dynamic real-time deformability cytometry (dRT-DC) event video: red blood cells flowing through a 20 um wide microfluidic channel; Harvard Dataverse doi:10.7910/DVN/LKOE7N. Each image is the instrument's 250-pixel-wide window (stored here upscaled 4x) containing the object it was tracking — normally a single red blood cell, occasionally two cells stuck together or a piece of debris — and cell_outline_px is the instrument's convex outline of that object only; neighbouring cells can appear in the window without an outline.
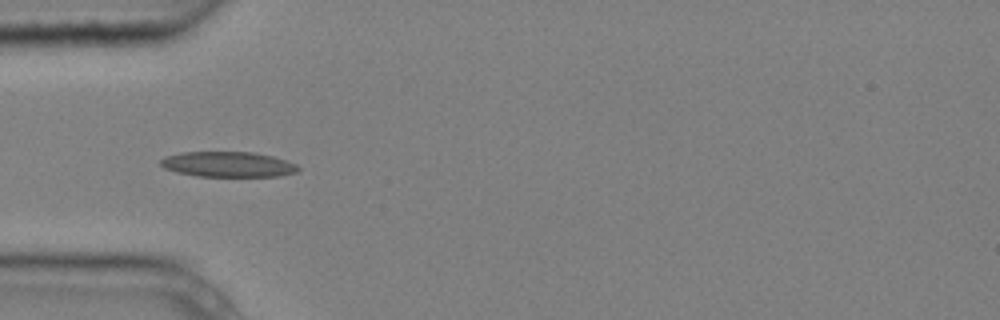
{"species": "common noctule bat (a hibernating species)", "species_latin": "Nyctalus noctula", "temperature_condition": "cold", "stored_images_in_passage": 8, "camera_frame_rate_fps": 3000, "um_per_image_px": 0.085, "animal": {"sex": "male", "body_mass_g": 20.4}, "frame": {"image": 1, "passage_image": 4, "time_ms": 1.0, "image_size_px": [1000, 320], "cell_outline_px": [[300, 168], [296, 172], [280, 176], [196, 176], [176, 172], [164, 168], [160, 164], [160, 160], [164, 156], [180, 152], [252, 152], [272, 156], [296, 164]], "centroid_in_image_um": [19.34, 13.97], "position_along_channel_um": 65.7, "area_um2": 20.29}}
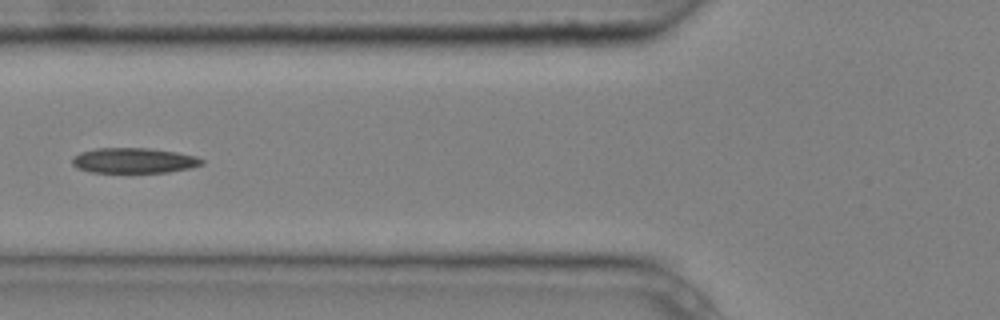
{"frame": {"image": 2, "passage_image": 5, "time_ms": 1.333, "image_size_px": [1000, 320], "cell_outline_px": [[204, 164], [192, 168], [168, 172], [92, 172], [76, 168], [72, 164], [72, 156], [80, 152], [96, 148], [148, 148], [176, 152], [196, 156], [204, 160]], "centroid_in_image_um": [11.38, 13.64], "position_along_channel_um": 114.4, "area_um2": 19.19}}
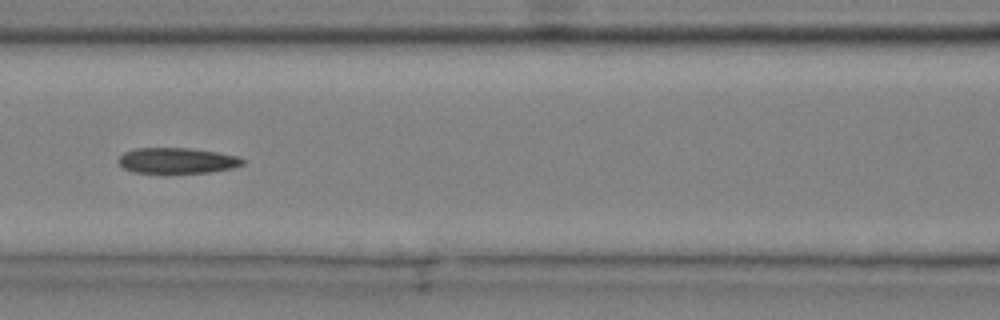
{"frame": {"image": 3, "passage_image": 6, "time_ms": 1.667, "image_size_px": [1000, 320], "cell_outline_px": [[244, 164], [232, 168], [212, 172], [164, 176], [132, 172], [124, 168], [120, 164], [120, 156], [124, 152], [136, 148], [188, 148], [216, 152], [236, 156], [244, 160]], "centroid_in_image_um": [15.02, 13.71], "position_along_channel_um": 151.6, "area_um2": 19.36}}